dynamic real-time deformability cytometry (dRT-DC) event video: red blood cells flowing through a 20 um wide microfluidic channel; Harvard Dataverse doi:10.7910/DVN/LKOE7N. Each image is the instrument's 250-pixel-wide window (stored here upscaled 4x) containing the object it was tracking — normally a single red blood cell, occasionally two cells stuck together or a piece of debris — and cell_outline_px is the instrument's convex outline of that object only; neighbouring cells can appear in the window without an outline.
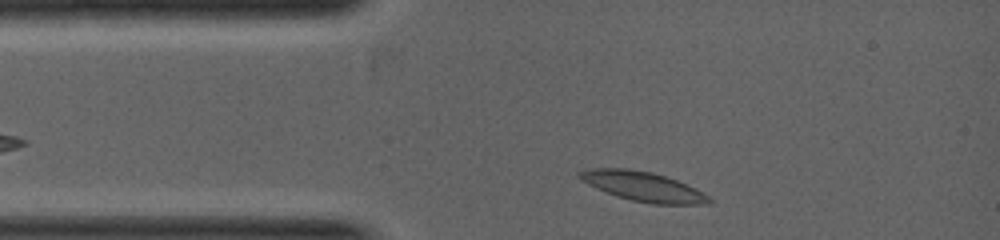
{"species": "common noctule bat (a hibernating species)", "species_latin": "Nyctalus noctula", "temperature_condition": "warm", "stored_images_in_passage": 5, "camera_frame_rate_fps": 5000, "um_per_image_px": 0.085, "animal": {"sex": "female", "body_mass_g": 19.0, "forearm_length_mm": 53.3}, "frame": {"image": 1, "passage_image": 1, "time_ms": 0.0, "image_size_px": [1000, 240], "cell_outline_px": [[712, 204], [652, 204], [632, 200], [616, 196], [596, 188], [580, 180], [576, 176], [580, 172], [596, 168], [624, 168], [652, 172], [676, 180], [708, 196], [712, 200]], "centroid_in_image_um": [54.62, 15.86], "position_along_channel_um": 30.4, "area_um2": 21.91}}
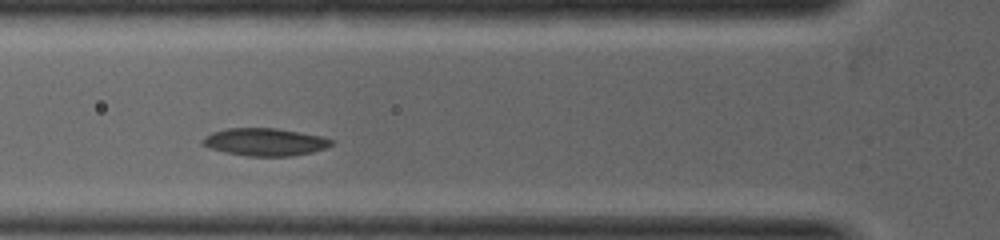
{"frame": {"image": 2, "passage_image": 4, "time_ms": 1.2, "image_size_px": [1000, 240], "cell_outline_px": [[332, 144], [324, 148], [312, 152], [292, 156], [248, 156], [224, 152], [200, 144], [200, 140], [204, 136], [212, 132], [228, 128], [276, 128], [320, 136], [332, 140]], "centroid_in_image_um": [22.45, 12.07], "position_along_channel_um": 103.3, "area_um2": 20.58}}
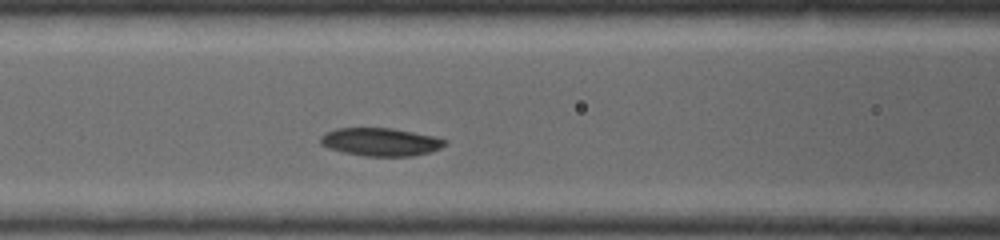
{"frame": {"image": 3, "passage_image": 5, "time_ms": 1.6, "image_size_px": [1000, 240], "cell_outline_px": [[448, 140], [440, 148], [432, 152], [412, 156], [364, 156], [344, 152], [328, 148], [320, 144], [320, 140], [328, 132], [336, 128], [392, 128], [432, 136]], "centroid_in_image_um": [32.37, 12.07], "position_along_channel_um": 134.2, "area_um2": 20.11}}